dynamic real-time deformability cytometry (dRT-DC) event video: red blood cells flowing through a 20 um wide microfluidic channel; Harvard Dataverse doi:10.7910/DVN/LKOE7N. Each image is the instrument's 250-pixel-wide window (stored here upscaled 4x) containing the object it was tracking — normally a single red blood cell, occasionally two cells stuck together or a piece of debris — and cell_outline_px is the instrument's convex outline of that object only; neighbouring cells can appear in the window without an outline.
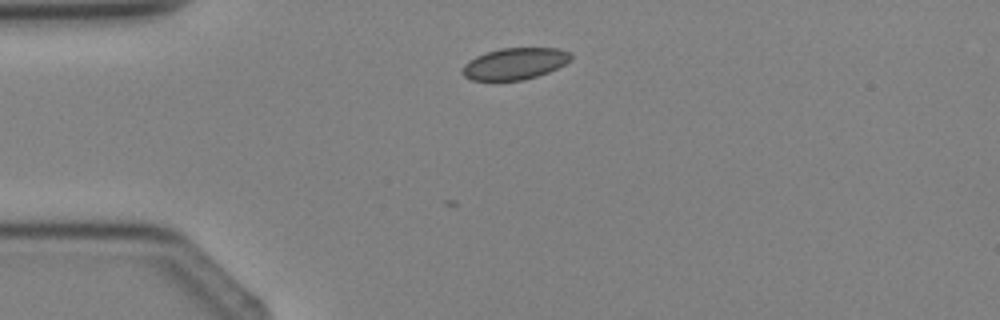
{"species": "Egyptian fruit bat (a non-hibernating species)", "species_latin": "Rousettus aegyptiacus", "temperature_condition": "cold", "stored_images_in_passage": 3, "camera_frame_rate_fps": 3000, "um_per_image_px": 0.085, "animal": {"sex": "female"}, "frame": {"image": 1, "passage_image": 2, "time_ms": 1.333, "image_size_px": [1000, 320], "cell_outline_px": [[572, 60], [548, 72], [524, 80], [472, 80], [464, 76], [460, 72], [464, 64], [468, 60], [484, 52], [500, 48], [560, 48], [568, 52], [572, 56]], "centroid_in_image_um": [43.73, 5.4], "position_along_channel_um": 41.3, "area_um2": 20.06}}